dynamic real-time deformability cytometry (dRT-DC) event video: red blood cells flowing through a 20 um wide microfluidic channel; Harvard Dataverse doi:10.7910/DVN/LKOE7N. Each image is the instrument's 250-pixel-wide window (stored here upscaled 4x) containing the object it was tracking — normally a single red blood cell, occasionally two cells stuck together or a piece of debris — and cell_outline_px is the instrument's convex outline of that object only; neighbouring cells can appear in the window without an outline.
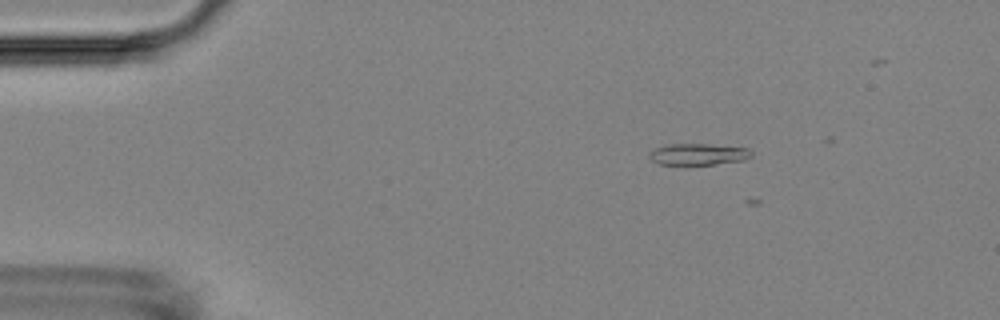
{"species": "Egyptian fruit bat (a non-hibernating species)", "species_latin": "Rousettus aegyptiacus", "temperature_condition": "room temperature", "stored_images_in_passage": 5, "camera_frame_rate_fps": 3000, "um_per_image_px": 0.085, "animal": {"sex": "female"}, "frame": {"image": 1, "passage_image": 4, "time_ms": 1.0, "image_size_px": [1000, 320], "cell_outline_px": [[752, 156], [744, 160], [712, 164], [660, 164], [652, 160], [648, 156], [648, 152], [664, 144], [708, 144], [748, 148], [752, 152]], "centroid_in_image_um": [59.33, 13.1], "position_along_channel_um": 25.7, "area_um2": 12.72}}